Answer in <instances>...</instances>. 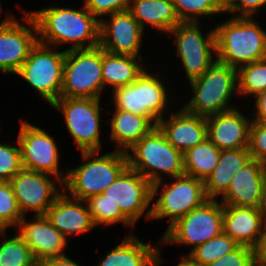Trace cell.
<instances>
[{"label":"cell","mask_w":266,"mask_h":266,"mask_svg":"<svg viewBox=\"0 0 266 266\" xmlns=\"http://www.w3.org/2000/svg\"><path fill=\"white\" fill-rule=\"evenodd\" d=\"M265 5L266 0H236L234 6L226 13V15L232 13L233 17H253V15L255 17Z\"/></svg>","instance_id":"cell-41"},{"label":"cell","mask_w":266,"mask_h":266,"mask_svg":"<svg viewBox=\"0 0 266 266\" xmlns=\"http://www.w3.org/2000/svg\"><path fill=\"white\" fill-rule=\"evenodd\" d=\"M264 221L258 208L223 205V232L237 244L253 247Z\"/></svg>","instance_id":"cell-23"},{"label":"cell","mask_w":266,"mask_h":266,"mask_svg":"<svg viewBox=\"0 0 266 266\" xmlns=\"http://www.w3.org/2000/svg\"><path fill=\"white\" fill-rule=\"evenodd\" d=\"M23 218L10 182L0 181V229L18 225Z\"/></svg>","instance_id":"cell-36"},{"label":"cell","mask_w":266,"mask_h":266,"mask_svg":"<svg viewBox=\"0 0 266 266\" xmlns=\"http://www.w3.org/2000/svg\"><path fill=\"white\" fill-rule=\"evenodd\" d=\"M110 120L109 139L117 145L115 150L127 152L143 136H146L155 125L145 116L115 109Z\"/></svg>","instance_id":"cell-25"},{"label":"cell","mask_w":266,"mask_h":266,"mask_svg":"<svg viewBox=\"0 0 266 266\" xmlns=\"http://www.w3.org/2000/svg\"><path fill=\"white\" fill-rule=\"evenodd\" d=\"M103 90L102 48L66 50L60 97L100 99Z\"/></svg>","instance_id":"cell-7"},{"label":"cell","mask_w":266,"mask_h":266,"mask_svg":"<svg viewBox=\"0 0 266 266\" xmlns=\"http://www.w3.org/2000/svg\"><path fill=\"white\" fill-rule=\"evenodd\" d=\"M100 99L60 97L51 107L61 112L68 133L82 151H101Z\"/></svg>","instance_id":"cell-11"},{"label":"cell","mask_w":266,"mask_h":266,"mask_svg":"<svg viewBox=\"0 0 266 266\" xmlns=\"http://www.w3.org/2000/svg\"><path fill=\"white\" fill-rule=\"evenodd\" d=\"M132 0H85L86 9L99 21L102 16L129 10ZM101 18V19H100Z\"/></svg>","instance_id":"cell-38"},{"label":"cell","mask_w":266,"mask_h":266,"mask_svg":"<svg viewBox=\"0 0 266 266\" xmlns=\"http://www.w3.org/2000/svg\"><path fill=\"white\" fill-rule=\"evenodd\" d=\"M37 42L28 58L15 74L24 79L29 86L49 105L60 98L63 85V66L66 50Z\"/></svg>","instance_id":"cell-8"},{"label":"cell","mask_w":266,"mask_h":266,"mask_svg":"<svg viewBox=\"0 0 266 266\" xmlns=\"http://www.w3.org/2000/svg\"><path fill=\"white\" fill-rule=\"evenodd\" d=\"M236 0H215L219 10L226 14L235 4Z\"/></svg>","instance_id":"cell-46"},{"label":"cell","mask_w":266,"mask_h":266,"mask_svg":"<svg viewBox=\"0 0 266 266\" xmlns=\"http://www.w3.org/2000/svg\"><path fill=\"white\" fill-rule=\"evenodd\" d=\"M177 266H198L186 254L181 256Z\"/></svg>","instance_id":"cell-47"},{"label":"cell","mask_w":266,"mask_h":266,"mask_svg":"<svg viewBox=\"0 0 266 266\" xmlns=\"http://www.w3.org/2000/svg\"><path fill=\"white\" fill-rule=\"evenodd\" d=\"M216 59L230 67L266 59V31L254 17H233L216 25Z\"/></svg>","instance_id":"cell-2"},{"label":"cell","mask_w":266,"mask_h":266,"mask_svg":"<svg viewBox=\"0 0 266 266\" xmlns=\"http://www.w3.org/2000/svg\"><path fill=\"white\" fill-rule=\"evenodd\" d=\"M251 159L248 148L221 150L213 173L204 181L207 198L217 200L218 196L222 197L227 192L233 175Z\"/></svg>","instance_id":"cell-24"},{"label":"cell","mask_w":266,"mask_h":266,"mask_svg":"<svg viewBox=\"0 0 266 266\" xmlns=\"http://www.w3.org/2000/svg\"><path fill=\"white\" fill-rule=\"evenodd\" d=\"M26 216L18 222L17 233L31 249L38 264L51 258L65 255L68 239L61 234L45 215H33L31 221Z\"/></svg>","instance_id":"cell-17"},{"label":"cell","mask_w":266,"mask_h":266,"mask_svg":"<svg viewBox=\"0 0 266 266\" xmlns=\"http://www.w3.org/2000/svg\"><path fill=\"white\" fill-rule=\"evenodd\" d=\"M100 20L99 46L110 53L142 57L140 48L145 30L129 10Z\"/></svg>","instance_id":"cell-16"},{"label":"cell","mask_w":266,"mask_h":266,"mask_svg":"<svg viewBox=\"0 0 266 266\" xmlns=\"http://www.w3.org/2000/svg\"><path fill=\"white\" fill-rule=\"evenodd\" d=\"M193 96L183 108L199 116H210L227 112L237 107L229 105L238 95V71L217 59L200 77L189 81Z\"/></svg>","instance_id":"cell-4"},{"label":"cell","mask_w":266,"mask_h":266,"mask_svg":"<svg viewBox=\"0 0 266 266\" xmlns=\"http://www.w3.org/2000/svg\"><path fill=\"white\" fill-rule=\"evenodd\" d=\"M237 71L239 96L255 97L266 90V59L243 65Z\"/></svg>","instance_id":"cell-34"},{"label":"cell","mask_w":266,"mask_h":266,"mask_svg":"<svg viewBox=\"0 0 266 266\" xmlns=\"http://www.w3.org/2000/svg\"><path fill=\"white\" fill-rule=\"evenodd\" d=\"M2 12V6H1V4H0V14H2L1 13ZM11 15L9 14V15H6V17L4 18V20H2L1 21V23H0V26L10 17ZM1 17V16H0Z\"/></svg>","instance_id":"cell-48"},{"label":"cell","mask_w":266,"mask_h":266,"mask_svg":"<svg viewBox=\"0 0 266 266\" xmlns=\"http://www.w3.org/2000/svg\"><path fill=\"white\" fill-rule=\"evenodd\" d=\"M159 73L153 74L146 68L141 73V98L142 108H147L158 120L164 118L170 105L168 98L169 88L160 80Z\"/></svg>","instance_id":"cell-29"},{"label":"cell","mask_w":266,"mask_h":266,"mask_svg":"<svg viewBox=\"0 0 266 266\" xmlns=\"http://www.w3.org/2000/svg\"><path fill=\"white\" fill-rule=\"evenodd\" d=\"M9 182L23 216H27L26 212L29 210L35 212L34 215H45L47 209L64 191L63 183L59 178L24 168ZM55 183L59 186L56 187Z\"/></svg>","instance_id":"cell-14"},{"label":"cell","mask_w":266,"mask_h":266,"mask_svg":"<svg viewBox=\"0 0 266 266\" xmlns=\"http://www.w3.org/2000/svg\"><path fill=\"white\" fill-rule=\"evenodd\" d=\"M126 156L128 166L151 184L163 180L164 175L173 178L185 174L183 154L167 141L157 126L127 150Z\"/></svg>","instance_id":"cell-5"},{"label":"cell","mask_w":266,"mask_h":266,"mask_svg":"<svg viewBox=\"0 0 266 266\" xmlns=\"http://www.w3.org/2000/svg\"><path fill=\"white\" fill-rule=\"evenodd\" d=\"M100 152L82 151L84 164L67 169L69 171L63 189L70 197L86 201L102 194L128 167L125 152L114 150L99 155Z\"/></svg>","instance_id":"cell-3"},{"label":"cell","mask_w":266,"mask_h":266,"mask_svg":"<svg viewBox=\"0 0 266 266\" xmlns=\"http://www.w3.org/2000/svg\"><path fill=\"white\" fill-rule=\"evenodd\" d=\"M258 211L262 216L264 223H266V166L262 176L261 198L258 206Z\"/></svg>","instance_id":"cell-45"},{"label":"cell","mask_w":266,"mask_h":266,"mask_svg":"<svg viewBox=\"0 0 266 266\" xmlns=\"http://www.w3.org/2000/svg\"><path fill=\"white\" fill-rule=\"evenodd\" d=\"M20 129L17 141L21 151V161L24 169L50 174L66 181V173L60 172L59 149L54 137L50 136L46 130L20 120Z\"/></svg>","instance_id":"cell-12"},{"label":"cell","mask_w":266,"mask_h":266,"mask_svg":"<svg viewBox=\"0 0 266 266\" xmlns=\"http://www.w3.org/2000/svg\"><path fill=\"white\" fill-rule=\"evenodd\" d=\"M208 199L203 205L171 225L160 238L161 245L178 244L191 246L193 250L223 232V204ZM170 243V244H169Z\"/></svg>","instance_id":"cell-9"},{"label":"cell","mask_w":266,"mask_h":266,"mask_svg":"<svg viewBox=\"0 0 266 266\" xmlns=\"http://www.w3.org/2000/svg\"><path fill=\"white\" fill-rule=\"evenodd\" d=\"M181 22H198L201 17L223 14L215 0H171Z\"/></svg>","instance_id":"cell-35"},{"label":"cell","mask_w":266,"mask_h":266,"mask_svg":"<svg viewBox=\"0 0 266 266\" xmlns=\"http://www.w3.org/2000/svg\"><path fill=\"white\" fill-rule=\"evenodd\" d=\"M254 99L256 100L254 103L256 112L252 114L254 117L251 120L252 122L266 123V90L258 93Z\"/></svg>","instance_id":"cell-43"},{"label":"cell","mask_w":266,"mask_h":266,"mask_svg":"<svg viewBox=\"0 0 266 266\" xmlns=\"http://www.w3.org/2000/svg\"><path fill=\"white\" fill-rule=\"evenodd\" d=\"M251 123L237 108L207 116V138L219 150L248 148Z\"/></svg>","instance_id":"cell-18"},{"label":"cell","mask_w":266,"mask_h":266,"mask_svg":"<svg viewBox=\"0 0 266 266\" xmlns=\"http://www.w3.org/2000/svg\"><path fill=\"white\" fill-rule=\"evenodd\" d=\"M160 248L129 233L117 247L105 253L97 266H159L163 262Z\"/></svg>","instance_id":"cell-22"},{"label":"cell","mask_w":266,"mask_h":266,"mask_svg":"<svg viewBox=\"0 0 266 266\" xmlns=\"http://www.w3.org/2000/svg\"><path fill=\"white\" fill-rule=\"evenodd\" d=\"M140 59V60H139ZM142 57L113 54L102 49V77L104 89L106 86L115 88L129 85L145 69Z\"/></svg>","instance_id":"cell-27"},{"label":"cell","mask_w":266,"mask_h":266,"mask_svg":"<svg viewBox=\"0 0 266 266\" xmlns=\"http://www.w3.org/2000/svg\"><path fill=\"white\" fill-rule=\"evenodd\" d=\"M24 22L11 15L0 26V72L16 74L38 42L34 18L24 11Z\"/></svg>","instance_id":"cell-15"},{"label":"cell","mask_w":266,"mask_h":266,"mask_svg":"<svg viewBox=\"0 0 266 266\" xmlns=\"http://www.w3.org/2000/svg\"><path fill=\"white\" fill-rule=\"evenodd\" d=\"M45 216L66 238L84 234L96 227L92 221L87 202L74 199L65 191L47 209Z\"/></svg>","instance_id":"cell-20"},{"label":"cell","mask_w":266,"mask_h":266,"mask_svg":"<svg viewBox=\"0 0 266 266\" xmlns=\"http://www.w3.org/2000/svg\"><path fill=\"white\" fill-rule=\"evenodd\" d=\"M198 24L181 22L168 33L169 38L175 37V55L181 60L188 82L202 76L216 60L215 28L204 35Z\"/></svg>","instance_id":"cell-10"},{"label":"cell","mask_w":266,"mask_h":266,"mask_svg":"<svg viewBox=\"0 0 266 266\" xmlns=\"http://www.w3.org/2000/svg\"><path fill=\"white\" fill-rule=\"evenodd\" d=\"M256 266H266V223L258 237L256 244L252 247Z\"/></svg>","instance_id":"cell-42"},{"label":"cell","mask_w":266,"mask_h":266,"mask_svg":"<svg viewBox=\"0 0 266 266\" xmlns=\"http://www.w3.org/2000/svg\"><path fill=\"white\" fill-rule=\"evenodd\" d=\"M122 214L135 225L145 214L150 221L152 207V184L129 166L102 193ZM146 212V213H145Z\"/></svg>","instance_id":"cell-13"},{"label":"cell","mask_w":266,"mask_h":266,"mask_svg":"<svg viewBox=\"0 0 266 266\" xmlns=\"http://www.w3.org/2000/svg\"><path fill=\"white\" fill-rule=\"evenodd\" d=\"M220 152L221 150L206 138L183 154L184 173L205 181L213 173Z\"/></svg>","instance_id":"cell-28"},{"label":"cell","mask_w":266,"mask_h":266,"mask_svg":"<svg viewBox=\"0 0 266 266\" xmlns=\"http://www.w3.org/2000/svg\"><path fill=\"white\" fill-rule=\"evenodd\" d=\"M238 245L230 236L222 232L209 241L196 246L186 255L198 266H206L232 252Z\"/></svg>","instance_id":"cell-32"},{"label":"cell","mask_w":266,"mask_h":266,"mask_svg":"<svg viewBox=\"0 0 266 266\" xmlns=\"http://www.w3.org/2000/svg\"><path fill=\"white\" fill-rule=\"evenodd\" d=\"M91 218L96 227L100 225L112 226L115 223H121L128 228L134 225L122 214L118 205H115L103 194L90 197L86 200Z\"/></svg>","instance_id":"cell-33"},{"label":"cell","mask_w":266,"mask_h":266,"mask_svg":"<svg viewBox=\"0 0 266 266\" xmlns=\"http://www.w3.org/2000/svg\"><path fill=\"white\" fill-rule=\"evenodd\" d=\"M6 230L0 231V266H37L34 255L25 241L19 236L7 238Z\"/></svg>","instance_id":"cell-31"},{"label":"cell","mask_w":266,"mask_h":266,"mask_svg":"<svg viewBox=\"0 0 266 266\" xmlns=\"http://www.w3.org/2000/svg\"><path fill=\"white\" fill-rule=\"evenodd\" d=\"M206 266H256L251 247L238 245L232 252Z\"/></svg>","instance_id":"cell-40"},{"label":"cell","mask_w":266,"mask_h":266,"mask_svg":"<svg viewBox=\"0 0 266 266\" xmlns=\"http://www.w3.org/2000/svg\"><path fill=\"white\" fill-rule=\"evenodd\" d=\"M265 166L264 163L251 159L233 175L227 192L222 196L221 203L237 207L258 208Z\"/></svg>","instance_id":"cell-21"},{"label":"cell","mask_w":266,"mask_h":266,"mask_svg":"<svg viewBox=\"0 0 266 266\" xmlns=\"http://www.w3.org/2000/svg\"><path fill=\"white\" fill-rule=\"evenodd\" d=\"M170 180L173 181L163 184V180H161L152 184V201L158 198L151 206L150 221L168 217L170 222H168L167 229L208 200L204 181L186 174L173 177Z\"/></svg>","instance_id":"cell-6"},{"label":"cell","mask_w":266,"mask_h":266,"mask_svg":"<svg viewBox=\"0 0 266 266\" xmlns=\"http://www.w3.org/2000/svg\"><path fill=\"white\" fill-rule=\"evenodd\" d=\"M41 266H80L74 260L70 259L69 256L63 255L56 258H51L43 261Z\"/></svg>","instance_id":"cell-44"},{"label":"cell","mask_w":266,"mask_h":266,"mask_svg":"<svg viewBox=\"0 0 266 266\" xmlns=\"http://www.w3.org/2000/svg\"><path fill=\"white\" fill-rule=\"evenodd\" d=\"M129 11L144 30L148 24L160 33H169L181 23L171 0H132Z\"/></svg>","instance_id":"cell-26"},{"label":"cell","mask_w":266,"mask_h":266,"mask_svg":"<svg viewBox=\"0 0 266 266\" xmlns=\"http://www.w3.org/2000/svg\"><path fill=\"white\" fill-rule=\"evenodd\" d=\"M35 20L38 42L66 50L92 49L100 43V21L83 4L80 9L49 6L27 11Z\"/></svg>","instance_id":"cell-1"},{"label":"cell","mask_w":266,"mask_h":266,"mask_svg":"<svg viewBox=\"0 0 266 266\" xmlns=\"http://www.w3.org/2000/svg\"><path fill=\"white\" fill-rule=\"evenodd\" d=\"M17 146L0 143V181L9 182L22 168L21 151Z\"/></svg>","instance_id":"cell-37"},{"label":"cell","mask_w":266,"mask_h":266,"mask_svg":"<svg viewBox=\"0 0 266 266\" xmlns=\"http://www.w3.org/2000/svg\"><path fill=\"white\" fill-rule=\"evenodd\" d=\"M111 95L115 106L114 109L145 116L157 126L159 120L147 108H142L141 74L133 83L115 88Z\"/></svg>","instance_id":"cell-30"},{"label":"cell","mask_w":266,"mask_h":266,"mask_svg":"<svg viewBox=\"0 0 266 266\" xmlns=\"http://www.w3.org/2000/svg\"><path fill=\"white\" fill-rule=\"evenodd\" d=\"M158 121L157 127L167 141L182 154L202 143L207 138L206 117L191 114L183 107L177 112H170Z\"/></svg>","instance_id":"cell-19"},{"label":"cell","mask_w":266,"mask_h":266,"mask_svg":"<svg viewBox=\"0 0 266 266\" xmlns=\"http://www.w3.org/2000/svg\"><path fill=\"white\" fill-rule=\"evenodd\" d=\"M248 149L252 159L266 165V123H251Z\"/></svg>","instance_id":"cell-39"}]
</instances>
